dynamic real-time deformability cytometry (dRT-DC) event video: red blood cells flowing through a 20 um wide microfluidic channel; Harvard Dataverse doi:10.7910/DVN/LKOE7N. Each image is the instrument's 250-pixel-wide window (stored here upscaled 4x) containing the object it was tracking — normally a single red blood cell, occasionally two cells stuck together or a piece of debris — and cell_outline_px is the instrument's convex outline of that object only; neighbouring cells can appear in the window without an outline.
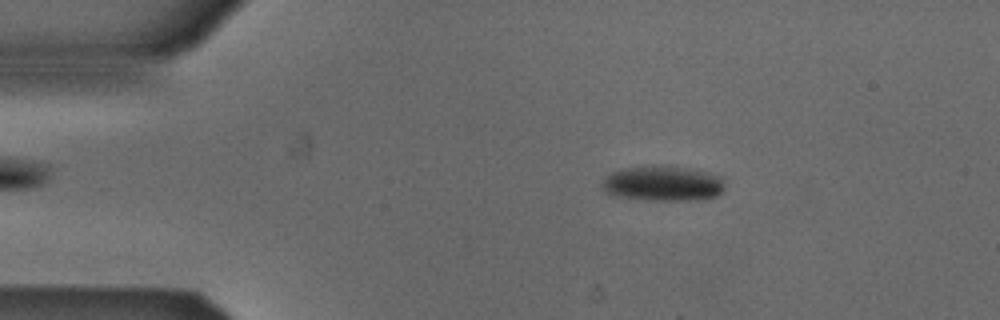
{"species": "Egyptian fruit bat (a non-hibernating species)", "species_latin": "Rousettus aegyptiacus", "temperature_condition": "cold", "stored_images_in_passage": 5, "camera_frame_rate_fps": 3000, "um_per_image_px": 0.085, "animal": {"sex": "male"}, "frame": {"image": 1, "passage_image": 1, "time_ms": 0.0, "image_size_px": [1000, 320], "cell_outline_px": [[724, 192], [716, 196], [704, 200], [648, 200], [616, 196], [604, 192], [600, 184], [612, 172], [624, 168], [680, 168], [708, 172], [724, 176]], "centroid_in_image_um": [56.41, 15.65], "position_along_channel_um": 28.6, "area_um2": 24.68}}
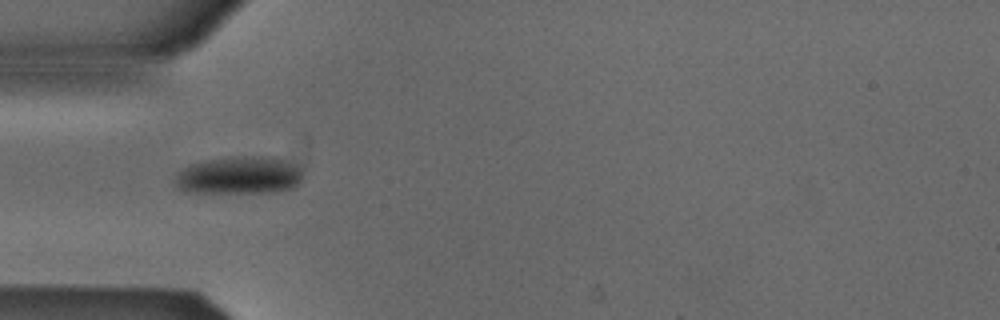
{"frame": {"image": 2, "passage_image": 3, "time_ms": 0.667, "image_size_px": [1000, 320], "cell_outline_px": [[304, 172], [300, 184], [292, 188], [276, 192], [184, 192], [176, 188], [176, 172], [192, 164], [208, 160], [232, 156], [276, 156], [296, 164], [304, 168]], "centroid_in_image_um": [20.41, 14.89], "position_along_channel_um": 64.6, "area_um2": 28.61}}
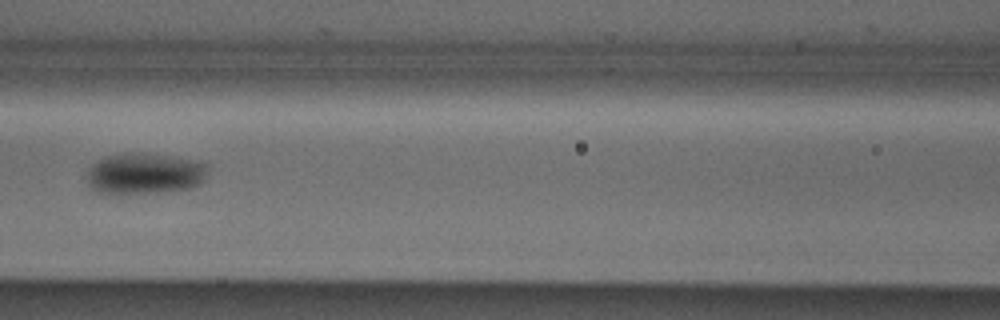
{"frame": {"image": 3, "passage_image": 5, "time_ms": 1.333, "image_size_px": [1000, 320], "cell_outline_px": [[208, 176], [200, 184], [192, 188], [164, 192], [120, 196], [116, 196], [100, 192], [92, 188], [88, 184], [88, 168], [92, 164], [108, 156], [140, 152], [188, 160], [208, 164]], "centroid_in_image_um": [12.3, 14.81], "position_along_channel_um": 154.3, "area_um2": 29.3}}